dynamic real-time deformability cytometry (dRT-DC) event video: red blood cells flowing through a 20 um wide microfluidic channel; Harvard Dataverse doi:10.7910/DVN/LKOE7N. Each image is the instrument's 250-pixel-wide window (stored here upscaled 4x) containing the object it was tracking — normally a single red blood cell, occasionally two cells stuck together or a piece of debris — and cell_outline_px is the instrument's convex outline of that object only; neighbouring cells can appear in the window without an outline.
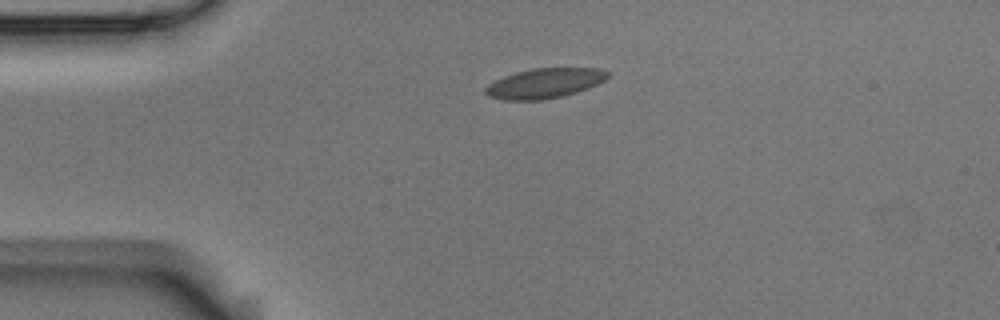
{"species": "Egyptian fruit bat (a non-hibernating species)", "species_latin": "Rousettus aegyptiacus", "temperature_condition": "room temperature", "stored_images_in_passage": 1, "camera_frame_rate_fps": 3000, "um_per_image_px": 0.085, "animal": {"sex": "male"}, "frame": {"image": 1, "passage_image": 1, "time_ms": 0.0, "image_size_px": [1000, 320], "cell_outline_px": [[608, 76], [604, 80], [588, 88], [564, 96], [544, 100], [504, 100], [488, 96], [484, 92], [484, 88], [488, 84], [504, 76], [516, 72], [532, 68], [600, 68], [608, 72]], "centroid_in_image_um": [46.26, 7.08], "position_along_channel_um": 38.7, "area_um2": 21.33}}